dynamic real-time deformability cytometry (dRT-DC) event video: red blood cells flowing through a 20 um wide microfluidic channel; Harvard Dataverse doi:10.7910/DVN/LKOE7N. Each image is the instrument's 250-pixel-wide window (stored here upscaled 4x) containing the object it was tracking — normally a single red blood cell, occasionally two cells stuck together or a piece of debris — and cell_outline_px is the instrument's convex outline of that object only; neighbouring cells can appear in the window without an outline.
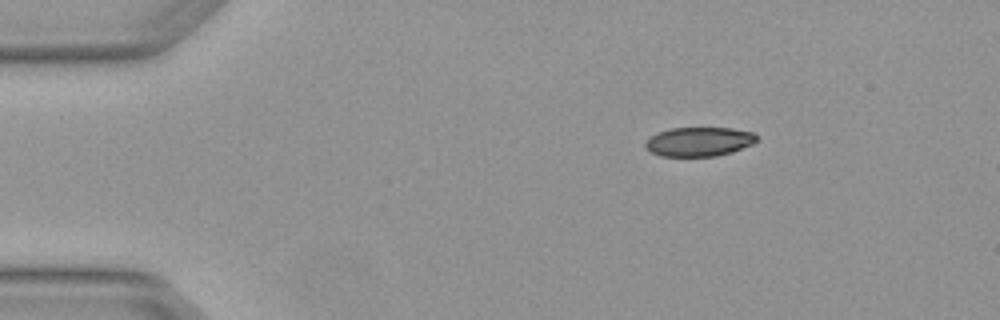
{"species": "Egyptian fruit bat (a non-hibernating species)", "species_latin": "Rousettus aegyptiacus", "temperature_condition": "warm", "stored_images_in_passage": 2, "camera_frame_rate_fps": 3000, "um_per_image_px": 0.085, "animal": {"sex": "female"}, "frame": {"image": 1, "passage_image": 1, "time_ms": 0.0, "image_size_px": [1000, 320], "cell_outline_px": [[756, 140], [752, 144], [732, 152], [716, 156], [660, 156], [644, 148], [644, 144], [652, 136], [660, 132], [672, 128], [732, 128], [756, 132]], "centroid_in_image_um": [59.44, 12.04], "position_along_channel_um": 25.6, "area_um2": 18.84}}